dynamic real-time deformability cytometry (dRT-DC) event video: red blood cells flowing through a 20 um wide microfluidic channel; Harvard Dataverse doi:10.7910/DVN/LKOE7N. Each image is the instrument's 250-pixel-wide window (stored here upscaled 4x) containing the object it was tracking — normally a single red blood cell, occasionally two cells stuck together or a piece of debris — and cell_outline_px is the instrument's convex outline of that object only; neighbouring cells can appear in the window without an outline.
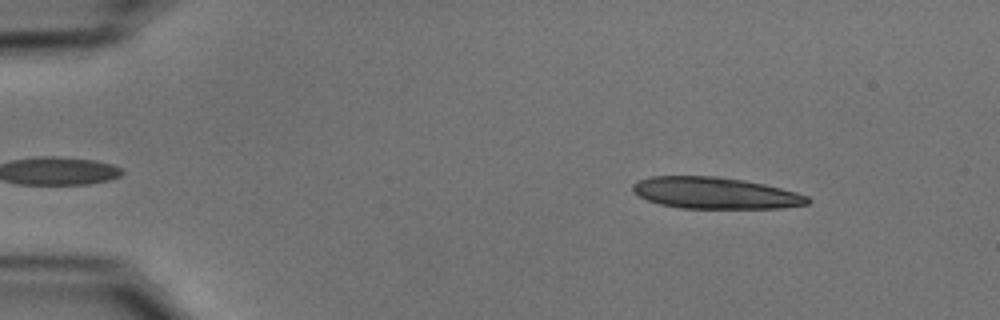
{"species": "common noctule bat (a hibernating species)", "species_latin": "Nyctalus noctula", "temperature_condition": "cold", "stored_images_in_passage": 19, "camera_frame_rate_fps": 3000, "um_per_image_px": 0.085, "animal": {"sex": "male", "body_mass_g": 15.6}, "frame": {"image": 1, "passage_image": 6, "time_ms": 1.667, "image_size_px": [1000, 320], "cell_outline_px": [[812, 200], [808, 204], [784, 208], [680, 208], [660, 204], [648, 200], [632, 192], [632, 184], [636, 180], [652, 176], [716, 176], [744, 180], [764, 184], [796, 192], [808, 196]], "centroid_in_image_um": [60.78, 16.4], "position_along_channel_um": 24.2, "area_um2": 32.25}}